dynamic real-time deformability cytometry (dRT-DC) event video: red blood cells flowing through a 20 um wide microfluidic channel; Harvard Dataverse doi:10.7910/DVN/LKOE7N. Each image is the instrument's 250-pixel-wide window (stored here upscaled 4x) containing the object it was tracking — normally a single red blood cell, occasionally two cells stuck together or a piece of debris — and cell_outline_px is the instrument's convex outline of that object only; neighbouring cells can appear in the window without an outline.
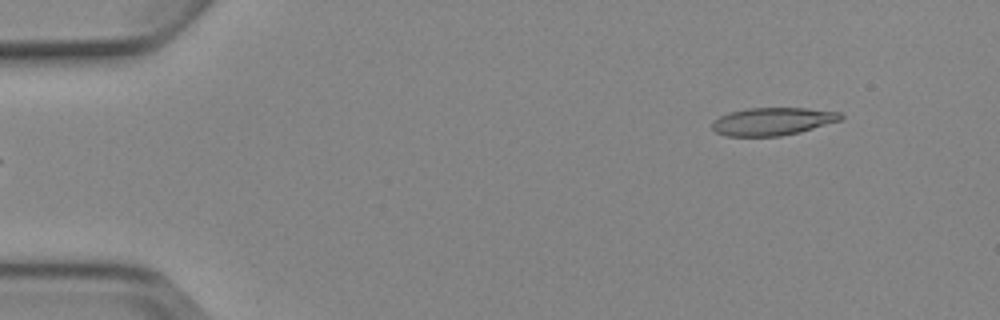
{"species": "Egyptian fruit bat (a non-hibernating species)", "species_latin": "Rousettus aegyptiacus", "temperature_condition": "cold", "stored_images_in_passage": 6, "segment_of_instrument_passage": [2, 2], "camera_frame_rate_fps": 3000, "um_per_image_px": 0.085, "animal": {"sex": "female"}, "frame": {"image": 1, "passage_image": 6, "time_ms": 5.667, "image_size_px": [1000, 320], "cell_outline_px": [[844, 116], [840, 120], [800, 132], [780, 136], [728, 136], [716, 132], [712, 128], [712, 124], [720, 116], [728, 112], [748, 108], [808, 108], [840, 112]], "centroid_in_image_um": [65.68, 10.31], "position_along_channel_um": 19.3, "area_um2": 20.69}}